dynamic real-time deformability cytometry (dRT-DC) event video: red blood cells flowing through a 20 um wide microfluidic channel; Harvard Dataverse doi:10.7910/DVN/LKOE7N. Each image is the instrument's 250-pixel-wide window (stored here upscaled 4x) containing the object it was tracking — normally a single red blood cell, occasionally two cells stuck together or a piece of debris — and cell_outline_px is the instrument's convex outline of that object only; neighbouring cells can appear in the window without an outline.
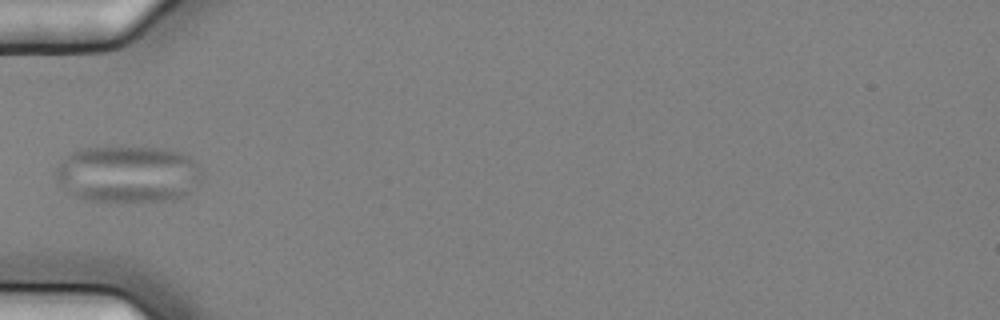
{"species": "common noctule bat (a hibernating species)", "species_latin": "Nyctalus noctula", "temperature_condition": "cold", "stored_images_in_passage": 10, "camera_frame_rate_fps": 3000, "um_per_image_px": 0.085, "animal": {"sex": "female", "body_mass_g": 25.1}, "frame": {"image": 1, "passage_image": 1, "time_ms": 0.0, "image_size_px": [1000, 320], "cell_outline_px": [[204, 168], [200, 180], [184, 196], [172, 200], [88, 200], [76, 196], [68, 192], [60, 184], [56, 176], [56, 168], [72, 152], [80, 148], [164, 148], [180, 152], [192, 156]], "centroid_in_image_um": [10.95, 14.78], "position_along_channel_um": 74.1, "area_um2": 48.03}}
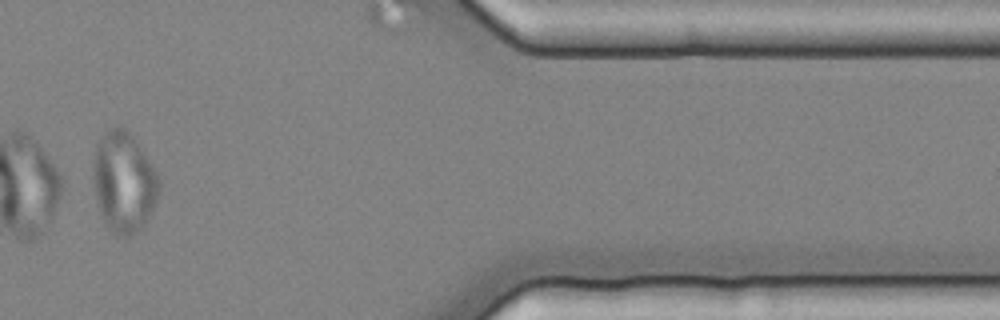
{"frame": {"image": 2, "passage_image": 9, "time_ms": 2.667, "image_size_px": [1000, 320], "cell_outline_px": [[160, 192], [144, 224], [132, 236], [116, 236], [104, 224], [96, 200], [92, 184], [92, 156], [96, 144], [100, 136], [108, 128], [116, 124], [124, 124], [156, 172], [160, 180]], "centroid_in_image_um": [10.46, 15.44], "position_along_channel_um": 400.9, "area_um2": 39.25}}